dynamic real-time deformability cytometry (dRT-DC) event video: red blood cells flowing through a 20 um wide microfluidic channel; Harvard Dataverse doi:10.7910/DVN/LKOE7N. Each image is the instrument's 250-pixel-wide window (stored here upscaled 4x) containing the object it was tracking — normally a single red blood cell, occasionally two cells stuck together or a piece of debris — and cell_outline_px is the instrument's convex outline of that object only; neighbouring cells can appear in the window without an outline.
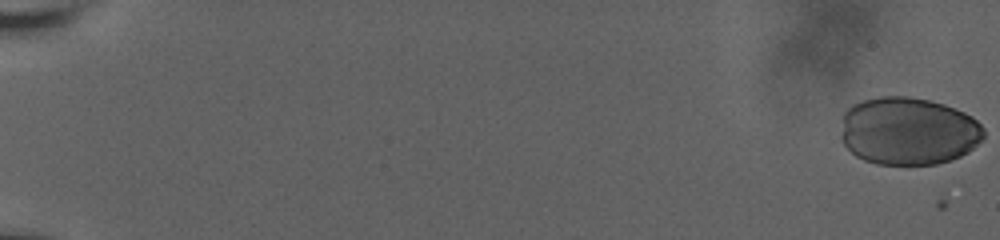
{"species": "human", "species_latin": "Homo sapiens", "temperature_condition": "room temperature", "stored_images_in_passage": 14, "camera_frame_rate_fps": 3000, "um_per_image_px": 0.085, "donor": {"sex": "male"}, "frame": {"image": 1, "passage_image": 1, "time_ms": 0.0, "image_size_px": [1000, 240], "cell_outline_px": [[984, 136], [968, 152], [960, 156], [936, 164], [876, 164], [864, 160], [856, 156], [844, 144], [840, 136], [844, 112], [848, 108], [864, 100], [880, 96], [908, 96], [928, 100], [944, 104], [964, 112], [972, 116], [984, 128]], "centroid_in_image_um": [77.2, 11.14], "position_along_channel_um": 7.8, "area_um2": 56.36}}